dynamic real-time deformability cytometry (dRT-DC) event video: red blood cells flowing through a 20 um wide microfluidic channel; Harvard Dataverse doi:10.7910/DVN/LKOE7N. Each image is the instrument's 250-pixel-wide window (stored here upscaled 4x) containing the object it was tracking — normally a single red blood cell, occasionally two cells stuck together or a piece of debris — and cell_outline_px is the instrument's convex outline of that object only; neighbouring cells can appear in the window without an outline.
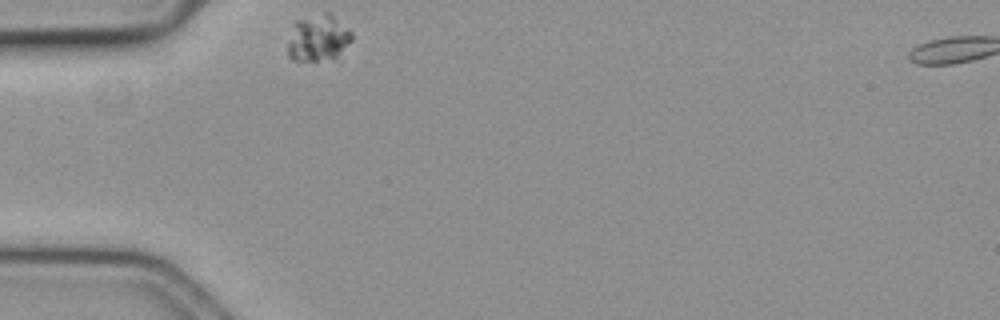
{"species": "common noctule bat (a hibernating species)", "species_latin": "Nyctalus noctula", "temperature_condition": "cold", "stored_images_in_passage": 34, "camera_frame_rate_fps": 3000, "um_per_image_px": 0.085, "animal": {"sex": "female", "body_mass_g": 19.3, "forearm_length_mm": 54.1}, "frame": {"image": 1, "passage_image": 1, "time_ms": 0.0, "image_size_px": [1000, 320], "cell_outline_px": [[352, 40], [336, 56], [316, 60], [292, 60], [288, 56], [288, 44], [292, 24], [296, 20], [324, 12], [332, 12], [352, 32]], "centroid_in_image_um": [27.03, 3.18], "position_along_channel_um": 58.0, "area_um2": 17.28}}
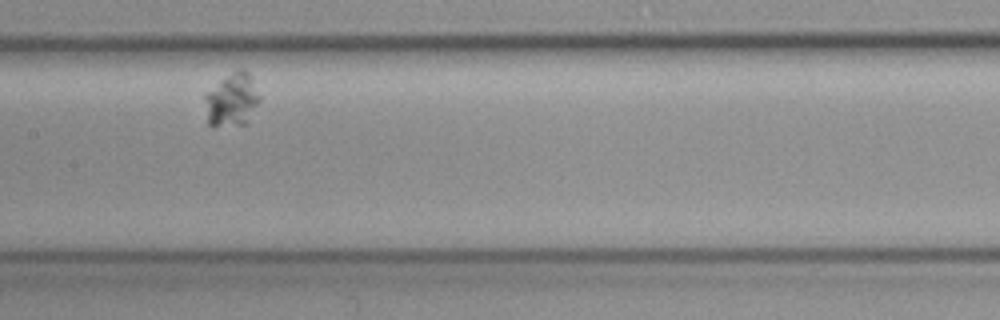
{"frame": {"image": 2, "passage_image": 14, "time_ms": 4.333, "image_size_px": [1000, 320], "cell_outline_px": [[260, 100], [248, 124], [208, 124], [204, 100], [204, 96], [220, 80], [236, 68], [244, 68], [248, 72], [260, 96]], "centroid_in_image_um": [19.74, 8.45], "position_along_channel_um": 187.7, "area_um2": 16.82}}
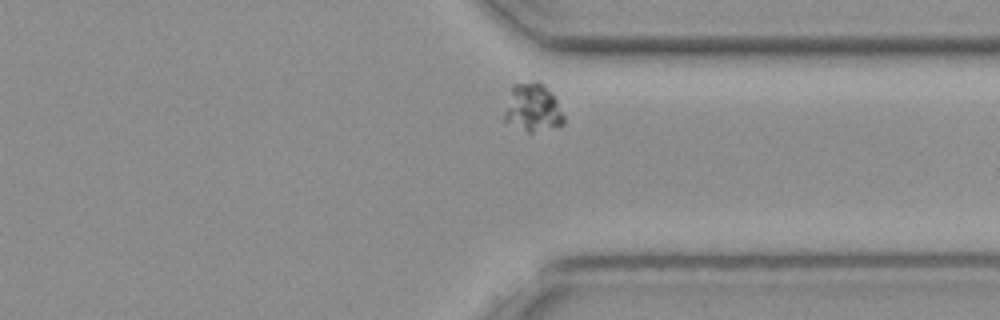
{"frame": {"image": 3, "passage_image": 30, "time_ms": 9.667, "image_size_px": [1000, 320], "cell_outline_px": [[564, 124], [532, 132], [528, 132], [504, 120], [504, 112], [512, 84], [536, 80], [544, 84], [556, 100], [564, 116]], "centroid_in_image_um": [45.27, 9.12], "position_along_channel_um": 366.1, "area_um2": 16.42}}